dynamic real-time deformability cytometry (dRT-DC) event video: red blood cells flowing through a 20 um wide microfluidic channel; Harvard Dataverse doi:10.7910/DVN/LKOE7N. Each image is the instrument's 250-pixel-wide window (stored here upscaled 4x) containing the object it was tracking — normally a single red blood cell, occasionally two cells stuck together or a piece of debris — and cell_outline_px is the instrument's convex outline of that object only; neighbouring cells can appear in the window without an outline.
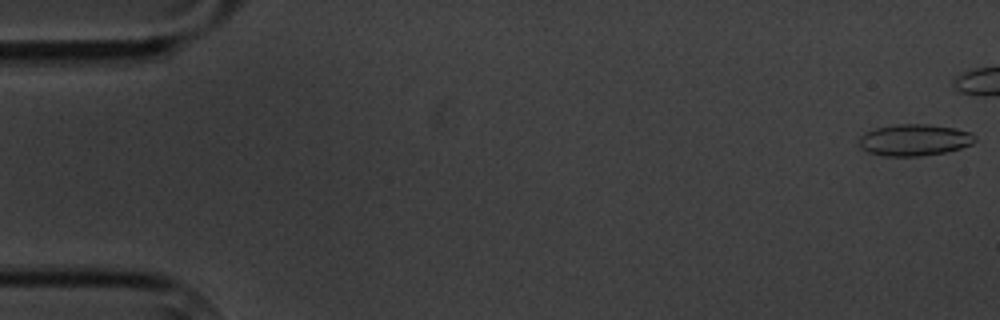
{"species": "common noctule bat (a hibernating species)", "species_latin": "Nyctalus noctula", "temperature_condition": "cold", "stored_images_in_passage": 5, "camera_frame_rate_fps": 3000, "um_per_image_px": 0.085, "animal": {"sex": "male", "body_mass_g": 20.1, "forearm_length_mm": 53.5}, "frame": {"image": 1, "passage_image": 1, "time_ms": 0.0, "image_size_px": [1000, 320], "cell_outline_px": [[976, 140], [972, 144], [960, 148], [944, 152], [920, 156], [884, 156], [868, 152], [860, 148], [860, 136], [876, 128], [900, 124], [928, 124], [952, 128], [972, 132], [976, 136]], "centroid_in_image_um": [77.74, 11.9], "position_along_channel_um": 7.3, "area_um2": 21.15}}